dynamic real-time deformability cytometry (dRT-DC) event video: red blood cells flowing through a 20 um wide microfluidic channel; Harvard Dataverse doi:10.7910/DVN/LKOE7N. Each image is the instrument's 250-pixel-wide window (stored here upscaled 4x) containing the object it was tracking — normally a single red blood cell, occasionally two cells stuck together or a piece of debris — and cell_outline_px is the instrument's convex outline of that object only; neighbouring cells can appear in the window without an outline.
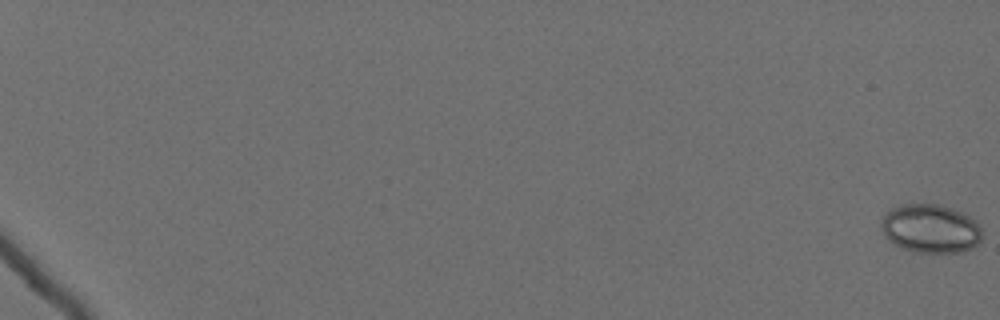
{"species": "Egyptian fruit bat (a non-hibernating species)", "species_latin": "Rousettus aegyptiacus", "temperature_condition": "cold", "stored_images_in_passage": 64, "camera_frame_rate_fps": 3000, "um_per_image_px": 0.085, "animal": {"sex": "female"}, "frame": {"image": 1, "passage_image": 1, "time_ms": 0.0, "image_size_px": [1000, 320], "cell_outline_px": [[980, 240], [972, 248], [960, 252], [916, 252], [904, 248], [888, 240], [880, 224], [884, 216], [892, 208], [904, 204], [936, 204], [952, 208], [968, 216], [980, 228]], "centroid_in_image_um": [79.07, 19.43], "position_along_channel_um": 5.9, "area_um2": 27.98}}
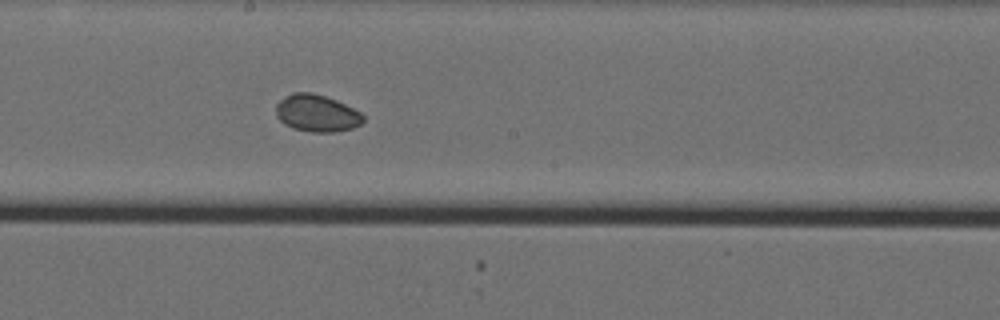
{"frame": {"image": 2, "passage_image": 40, "time_ms": 13.0, "image_size_px": [1000, 320], "cell_outline_px": [[364, 120], [360, 124], [352, 128], [332, 132], [312, 132], [292, 128], [284, 124], [276, 116], [276, 104], [284, 96], [292, 92], [312, 92], [336, 100], [360, 112], [364, 116]], "centroid_in_image_um": [26.89, 9.62], "position_along_channel_um": 221.3, "area_um2": 18.84}}
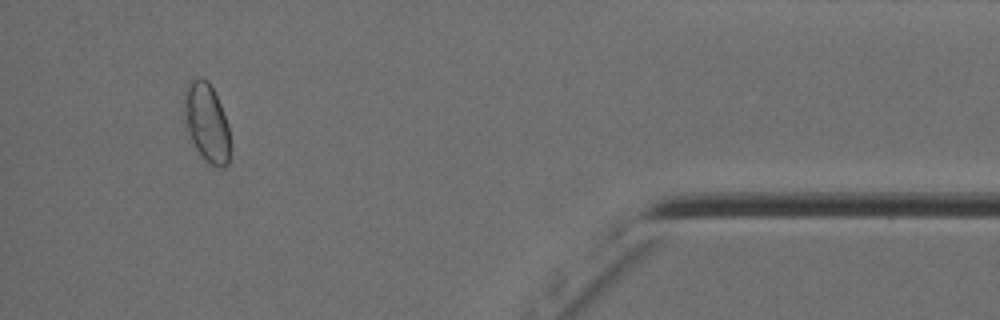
{"frame": {"image": 3, "passage_image": 60, "time_ms": 19.667, "image_size_px": [1000, 320], "cell_outline_px": [[232, 148], [228, 164], [212, 164], [204, 160], [196, 148], [184, 124], [184, 92], [188, 84], [192, 80], [200, 76], [208, 80], [220, 104], [228, 124], [232, 144]], "centroid_in_image_um": [17.58, 10.4], "position_along_channel_um": 417.6, "area_um2": 21.15}, "authors_computed_cell_mechanics": {"area_um2": 20.2589, "velocity_mm_per_s": 3.5509, "shape_relaxation_time_tau1_ms": null, "shape_relaxation_time_tau2_ms": 3.1255, "deformation_change_tau1": null, "deformation_change_tau2": 0.0452}}